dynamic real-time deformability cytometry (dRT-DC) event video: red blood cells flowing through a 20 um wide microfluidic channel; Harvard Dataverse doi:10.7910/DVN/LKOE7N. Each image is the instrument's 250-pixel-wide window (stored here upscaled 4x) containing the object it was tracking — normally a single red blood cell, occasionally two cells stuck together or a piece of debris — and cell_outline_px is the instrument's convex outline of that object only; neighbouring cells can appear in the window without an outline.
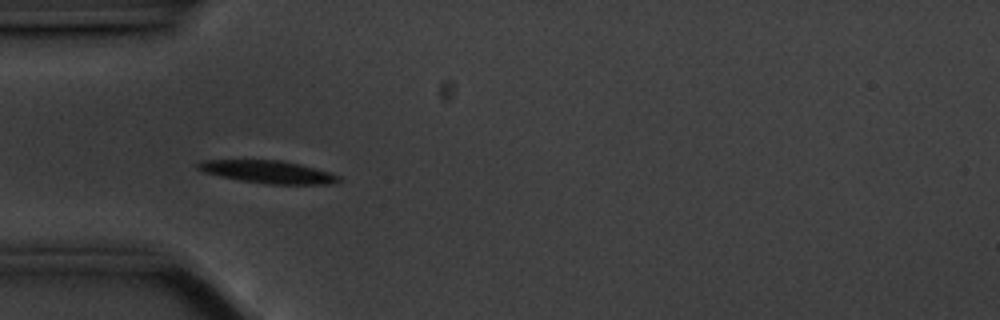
{"species": "common noctule bat (a hibernating species)", "species_latin": "Nyctalus noctula", "temperature_condition": "cold", "stored_images_in_passage": 41, "camera_frame_rate_fps": 3000, "um_per_image_px": 0.085, "animal": {"sex": "male", "body_mass_g": 20.1, "forearm_length_mm": 53.5}, "frame": {"image": 1, "passage_image": 1, "time_ms": 0.0, "image_size_px": [1000, 320], "cell_outline_px": [[340, 180], [336, 184], [268, 184], [240, 180], [220, 176], [204, 172], [196, 168], [196, 164], [200, 160], [280, 160], [300, 164], [328, 172], [340, 176]], "centroid_in_image_um": [22.76, 14.61], "position_along_channel_um": 62.2, "area_um2": 18.5}}
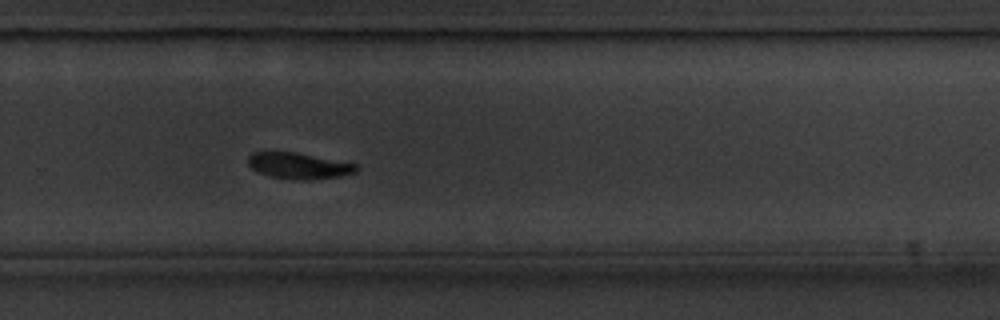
{"frame": {"image": 2, "passage_image": 22, "time_ms": 7.0, "image_size_px": [1000, 320], "cell_outline_px": [[360, 168], [356, 172], [340, 176], [308, 180], [292, 180], [268, 176], [252, 168], [248, 164], [248, 156], [252, 152], [296, 152], [356, 164]], "centroid_in_image_um": [25.39, 14.1], "position_along_channel_um": 304.4, "area_um2": 16.47}}
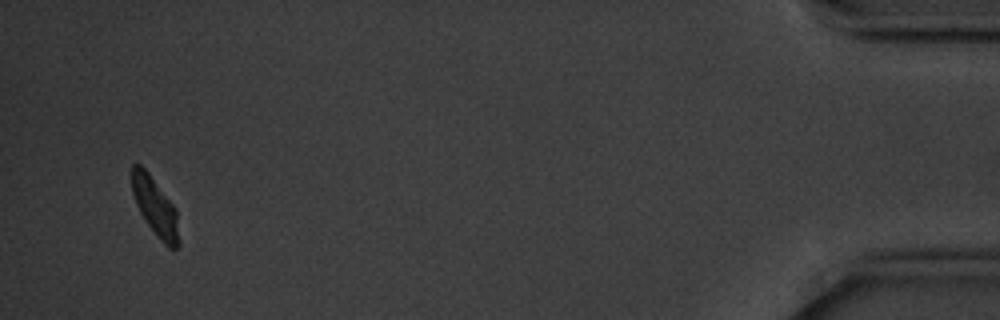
{"frame": {"image": 3, "passage_image": 39, "time_ms": 12.667, "image_size_px": [1000, 320], "cell_outline_px": [[180, 244], [176, 248], [168, 248], [156, 236], [144, 220], [136, 204], [132, 192], [132, 164], [140, 164], [148, 172], [176, 208], [180, 240]], "centroid_in_image_um": [13.21, 17.62], "position_along_channel_um": 422.0, "area_um2": 16.07}, "authors_computed_cell_mechanics": {"area_um2": 17.2822, "velocity_mm_per_s": 3.4824, "shape_relaxation_time_tau1_ms": 2.1511, "shape_relaxation_time_tau2_ms": 2.6875, "deformation_change_tau1": 0.1357, "deformation_change_tau2": 0.0696}}